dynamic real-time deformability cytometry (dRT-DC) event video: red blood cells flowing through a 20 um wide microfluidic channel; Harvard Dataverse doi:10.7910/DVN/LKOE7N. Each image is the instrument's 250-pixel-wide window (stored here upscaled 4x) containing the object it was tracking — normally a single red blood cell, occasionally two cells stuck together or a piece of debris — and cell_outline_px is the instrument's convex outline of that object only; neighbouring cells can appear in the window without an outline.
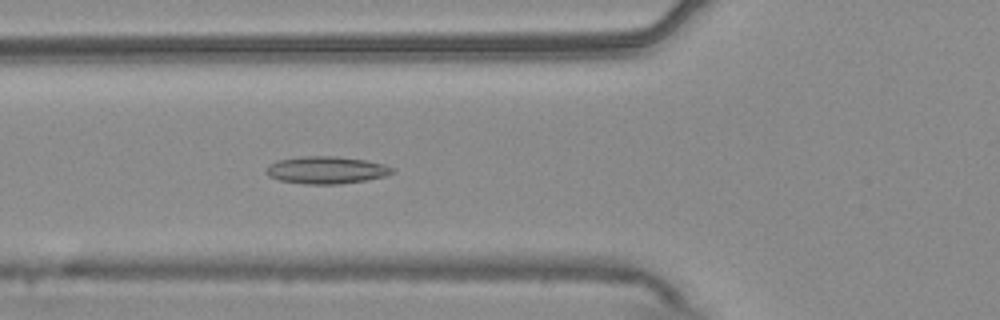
{"species": "common noctule bat (a hibernating species)", "species_latin": "Nyctalus noctula", "temperature_condition": "warm", "stored_images_in_passage": 54, "camera_frame_rate_fps": 3000, "um_per_image_px": 0.085, "animal": {"sex": "male", "body_mass_g": 20.4}, "frame": {"image": 1, "passage_image": 20, "time_ms": 6.333, "image_size_px": [1000, 320], "cell_outline_px": [[396, 172], [384, 176], [364, 180], [340, 184], [304, 184], [280, 180], [268, 176], [264, 172], [264, 168], [268, 164], [280, 160], [304, 156], [336, 156], [364, 160], [384, 164], [392, 168]], "centroid_in_image_um": [27.69, 14.45], "position_along_channel_um": 98.1, "area_um2": 20.06}}
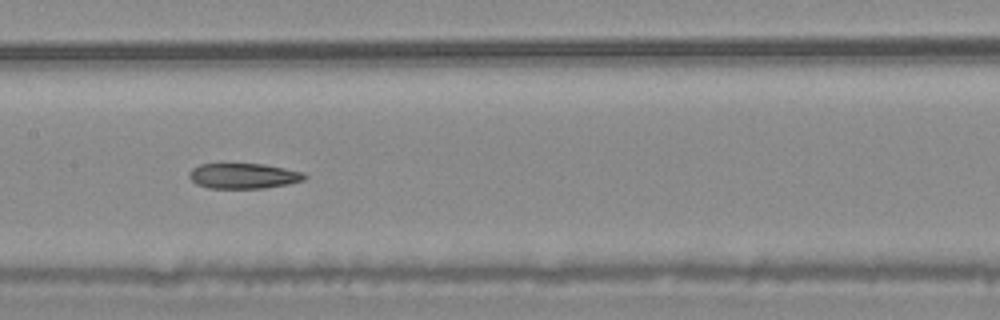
{"frame": {"image": 2, "passage_image": 27, "time_ms": 8.667, "image_size_px": [1000, 320], "cell_outline_px": [[308, 176], [304, 180], [288, 184], [264, 188], [208, 188], [196, 184], [188, 176], [188, 172], [192, 168], [200, 164], [264, 164], [304, 172]], "centroid_in_image_um": [20.7, 14.95], "position_along_channel_um": 186.7, "area_um2": 17.11}}
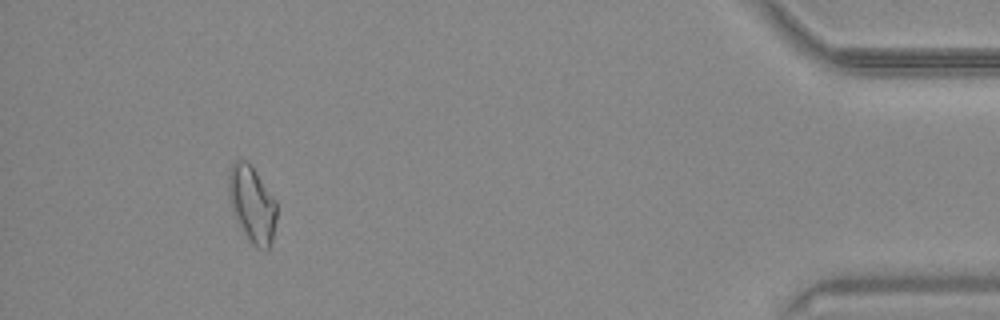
{"frame": {"image": 3, "passage_image": 50, "time_ms": 16.333, "image_size_px": [1000, 320], "cell_outline_px": [[276, 220], [272, 240], [268, 248], [264, 252], [252, 244], [248, 240], [232, 212], [228, 192], [228, 168], [236, 160], [248, 160], [276, 200]], "centroid_in_image_um": [21.41, 17.34], "position_along_channel_um": 413.8, "area_um2": 21.62}, "authors_computed_cell_mechanics": {"area_um2": 19.8832, "velocity_mm_per_s": 3.7853, "shape_relaxation_time_tau1_ms": null, "shape_relaxation_time_tau2_ms": 6.2492, "deformation_change_tau1": null, "deformation_change_tau2": 0.1461}}